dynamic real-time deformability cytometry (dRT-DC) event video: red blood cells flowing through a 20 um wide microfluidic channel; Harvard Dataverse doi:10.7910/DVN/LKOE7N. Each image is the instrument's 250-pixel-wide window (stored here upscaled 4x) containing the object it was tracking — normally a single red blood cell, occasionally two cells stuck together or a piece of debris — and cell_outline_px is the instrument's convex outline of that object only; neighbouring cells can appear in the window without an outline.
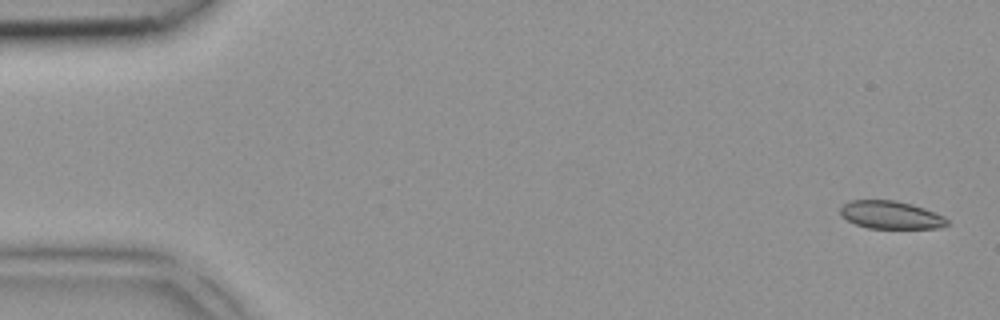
{"species": "common noctule bat (a hibernating species)", "species_latin": "Nyctalus noctula", "temperature_condition": "room temperature", "stored_images_in_passage": 5, "camera_frame_rate_fps": 3000, "um_per_image_px": 0.085, "animal": {"sex": "female", "body_mass_g": 18.4}, "frame": {"image": 1, "passage_image": 1, "time_ms": 0.0, "image_size_px": [1000, 320], "cell_outline_px": [[948, 224], [940, 228], [868, 228], [856, 224], [840, 216], [840, 208], [844, 204], [852, 200], [896, 200], [912, 204], [924, 208], [944, 216], [948, 220]], "centroid_in_image_um": [75.72, 18.27], "position_along_channel_um": 9.3, "area_um2": 17.34}}